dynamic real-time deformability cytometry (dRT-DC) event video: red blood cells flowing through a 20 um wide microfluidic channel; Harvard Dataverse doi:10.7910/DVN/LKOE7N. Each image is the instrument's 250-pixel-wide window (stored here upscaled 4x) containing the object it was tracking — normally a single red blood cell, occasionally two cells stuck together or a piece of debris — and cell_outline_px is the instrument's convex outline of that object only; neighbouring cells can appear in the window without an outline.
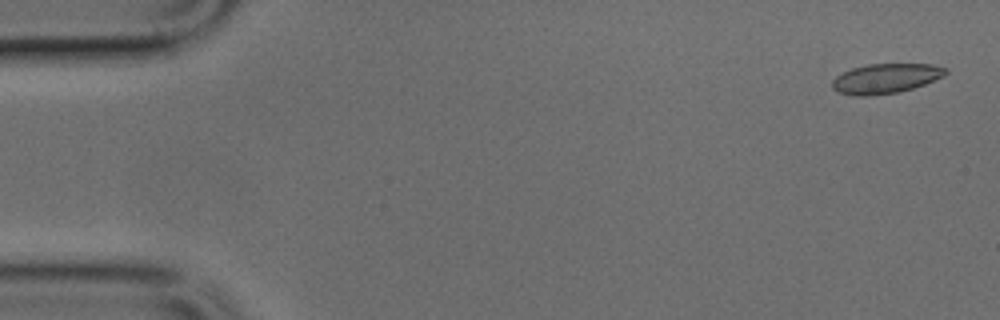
{"species": "common noctule bat (a hibernating species)", "species_latin": "Nyctalus noctula", "temperature_condition": "cold", "stored_images_in_passage": 3, "camera_frame_rate_fps": 3000, "um_per_image_px": 0.085, "animal": {"sex": "male", "body_mass_g": 17.9, "forearm_length_mm": 54.2}, "frame": {"image": 1, "passage_image": 1, "time_ms": 0.0, "image_size_px": [1000, 320], "cell_outline_px": [[948, 72], [944, 76], [924, 84], [900, 92], [872, 96], [852, 96], [836, 92], [832, 88], [832, 80], [836, 76], [852, 68], [868, 64], [932, 64], [948, 68]], "centroid_in_image_um": [75.27, 6.68], "position_along_channel_um": 9.7, "area_um2": 19.88}}